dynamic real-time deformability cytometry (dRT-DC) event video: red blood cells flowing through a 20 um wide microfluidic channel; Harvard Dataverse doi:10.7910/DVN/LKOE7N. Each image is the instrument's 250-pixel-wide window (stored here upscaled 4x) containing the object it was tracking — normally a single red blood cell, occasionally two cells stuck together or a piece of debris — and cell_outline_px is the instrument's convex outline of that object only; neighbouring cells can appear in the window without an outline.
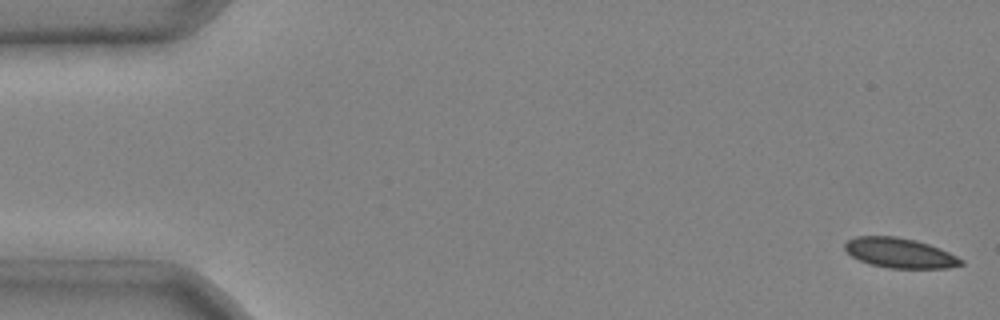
{"species": "common noctule bat (a hibernating species)", "species_latin": "Nyctalus noctula", "temperature_condition": "cold", "stored_images_in_passage": 6, "camera_frame_rate_fps": 3000, "um_per_image_px": 0.085, "animal": {"sex": "male", "body_mass_g": 20.4}, "frame": {"image": 1, "passage_image": 1, "time_ms": 0.0, "image_size_px": [1000, 320], "cell_outline_px": [[964, 264], [948, 268], [888, 268], [872, 264], [860, 260], [852, 256], [844, 248], [844, 244], [848, 240], [856, 236], [896, 236], [916, 240], [940, 248], [964, 260]], "centroid_in_image_um": [76.5, 21.5], "position_along_channel_um": 8.5, "area_um2": 20.17}}
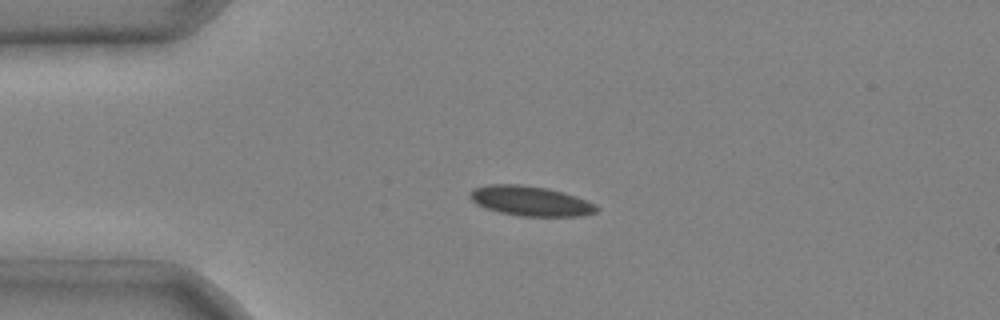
{"frame": {"image": 2, "passage_image": 4, "time_ms": 1.0, "image_size_px": [1000, 320], "cell_outline_px": [[600, 208], [596, 212], [580, 216], [520, 216], [500, 212], [484, 208], [476, 204], [468, 196], [468, 192], [472, 188], [488, 184], [520, 184], [548, 188], [564, 192], [576, 196], [596, 204]], "centroid_in_image_um": [45.06, 17.07], "position_along_channel_um": 39.9, "area_um2": 22.31}}
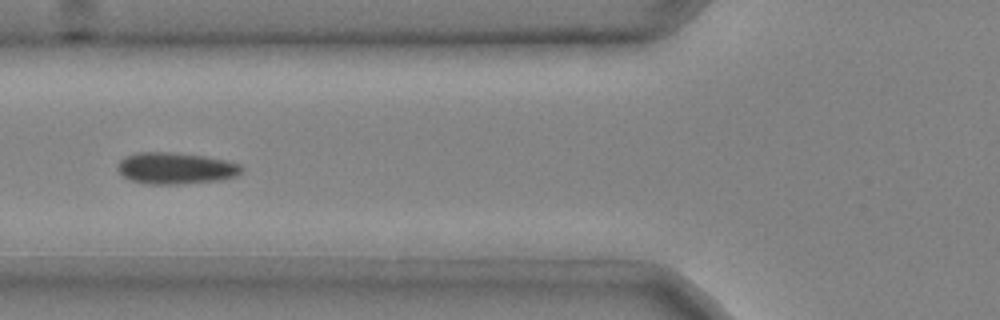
{"frame": {"image": 3, "passage_image": 6, "time_ms": 1.667, "image_size_px": [1000, 320], "cell_outline_px": [[244, 172], [236, 176], [216, 180], [184, 184], [148, 184], [128, 180], [116, 168], [120, 160], [124, 156], [136, 152], [172, 152], [204, 156], [228, 160], [240, 164], [244, 168]], "centroid_in_image_um": [14.93, 14.29], "position_along_channel_um": 110.9, "area_um2": 23.06}}